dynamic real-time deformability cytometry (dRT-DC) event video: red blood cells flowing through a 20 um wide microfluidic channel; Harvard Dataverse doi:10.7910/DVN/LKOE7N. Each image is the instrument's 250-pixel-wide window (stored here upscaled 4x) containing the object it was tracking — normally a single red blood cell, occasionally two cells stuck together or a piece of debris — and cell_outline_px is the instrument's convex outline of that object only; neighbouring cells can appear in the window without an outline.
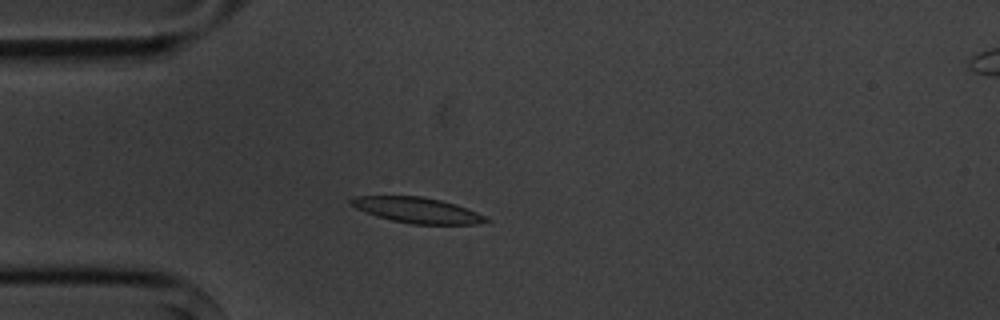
{"species": "common noctule bat (a hibernating species)", "species_latin": "Nyctalus noctula", "temperature_condition": "cold", "stored_images_in_passage": 3, "camera_frame_rate_fps": 3000, "um_per_image_px": 0.085, "animal": {"sex": "male", "body_mass_g": 20.1, "forearm_length_mm": 53.5}, "frame": {"image": 1, "passage_image": 3, "time_ms": 2.333, "image_size_px": [1000, 320], "cell_outline_px": [[492, 220], [476, 224], [412, 224], [392, 220], [376, 216], [356, 208], [348, 204], [348, 200], [356, 196], [420, 196], [440, 200], [456, 204], [476, 212]], "centroid_in_image_um": [35.43, 17.86], "position_along_channel_um": 49.6, "area_um2": 20.0}}